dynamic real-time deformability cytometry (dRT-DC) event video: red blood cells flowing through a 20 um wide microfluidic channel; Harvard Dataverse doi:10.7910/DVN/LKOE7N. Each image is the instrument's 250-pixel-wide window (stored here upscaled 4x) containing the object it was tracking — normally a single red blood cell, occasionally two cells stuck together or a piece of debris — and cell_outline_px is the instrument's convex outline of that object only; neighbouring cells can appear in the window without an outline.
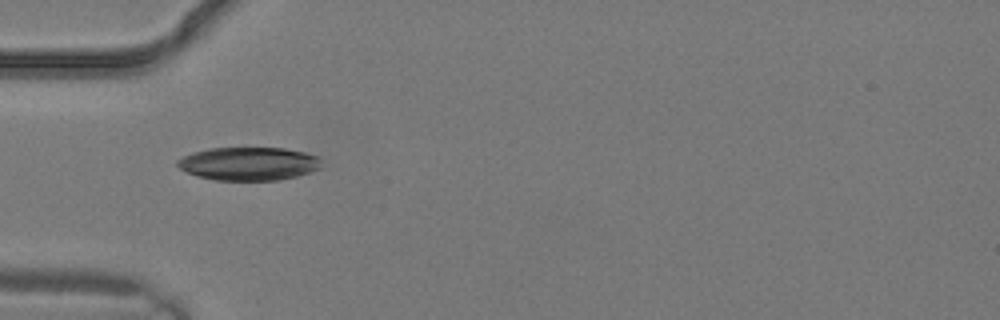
{"species": "common noctule bat (a hibernating species)", "species_latin": "Nyctalus noctula", "temperature_condition": "warm", "stored_images_in_passage": 1, "camera_frame_rate_fps": 3000, "um_per_image_px": 0.085, "animal": {"sex": "male", "body_mass_g": 19.2, "forearm_length_mm": 51.8}, "frame": {"image": 1, "passage_image": 1, "time_ms": 0.0, "image_size_px": [1000, 320], "cell_outline_px": [[320, 168], [296, 176], [280, 180], [216, 180], [196, 176], [180, 168], [176, 164], [176, 160], [192, 152], [208, 148], [284, 148], [304, 152], [320, 156]], "centroid_in_image_um": [21.13, 13.91], "position_along_channel_um": 63.9, "area_um2": 27.92}}